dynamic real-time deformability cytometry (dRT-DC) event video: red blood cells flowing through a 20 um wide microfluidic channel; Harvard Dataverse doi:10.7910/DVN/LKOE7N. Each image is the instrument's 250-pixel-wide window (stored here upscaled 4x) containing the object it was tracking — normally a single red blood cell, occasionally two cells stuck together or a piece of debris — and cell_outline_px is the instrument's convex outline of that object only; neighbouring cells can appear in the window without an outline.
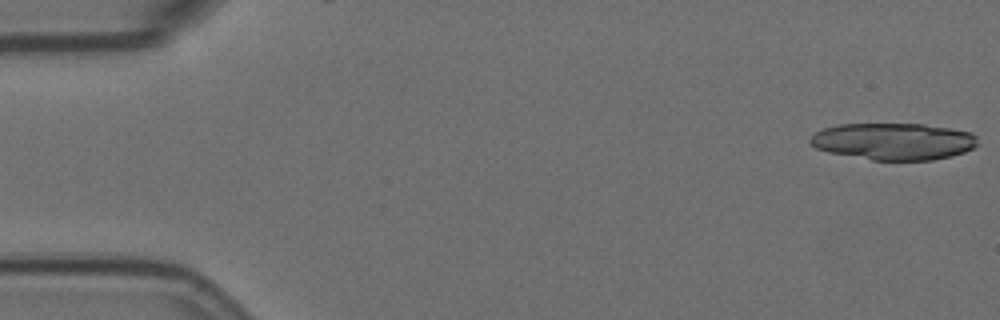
{"species": "Egyptian fruit bat (a non-hibernating species)", "species_latin": "Rousettus aegyptiacus", "temperature_condition": "room temperature", "stored_images_in_passage": 18, "camera_frame_rate_fps": 3000, "um_per_image_px": 0.085, "animal": {"sex": "female"}, "frame": {"image": 1, "passage_image": 1, "time_ms": 0.0, "image_size_px": [1000, 320], "cell_outline_px": [[980, 144], [964, 152], [952, 156], [932, 160], [872, 160], [828, 152], [816, 148], [808, 140], [816, 132], [824, 128], [840, 124], [924, 124], [972, 132], [976, 136]], "centroid_in_image_um": [75.98, 12.02], "position_along_channel_um": 9.0, "area_um2": 36.07}}